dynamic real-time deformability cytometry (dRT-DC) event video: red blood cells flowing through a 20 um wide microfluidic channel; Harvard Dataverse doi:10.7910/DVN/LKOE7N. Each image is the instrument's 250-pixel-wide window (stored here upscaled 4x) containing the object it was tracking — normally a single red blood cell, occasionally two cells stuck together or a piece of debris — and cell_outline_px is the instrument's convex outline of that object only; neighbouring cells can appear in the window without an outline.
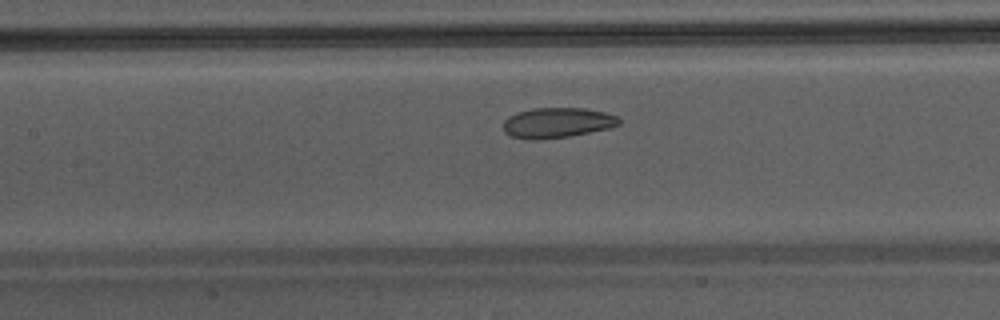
{"species": "Egyptian fruit bat (a non-hibernating species)", "species_latin": "Rousettus aegyptiacus", "temperature_condition": "warm", "stored_images_in_passage": 37, "camera_frame_rate_fps": 3000, "um_per_image_px": 0.085, "animal": {"sex": "male"}, "frame": {"image": 1, "passage_image": 13, "time_ms": 4.0, "image_size_px": [1000, 320], "cell_outline_px": [[620, 124], [612, 128], [568, 136], [540, 140], [532, 140], [512, 136], [504, 132], [504, 120], [508, 116], [516, 112], [532, 108], [584, 108], [604, 112], [620, 116]], "centroid_in_image_um": [47.38, 10.43], "position_along_channel_um": 160.0, "area_um2": 20.58}}
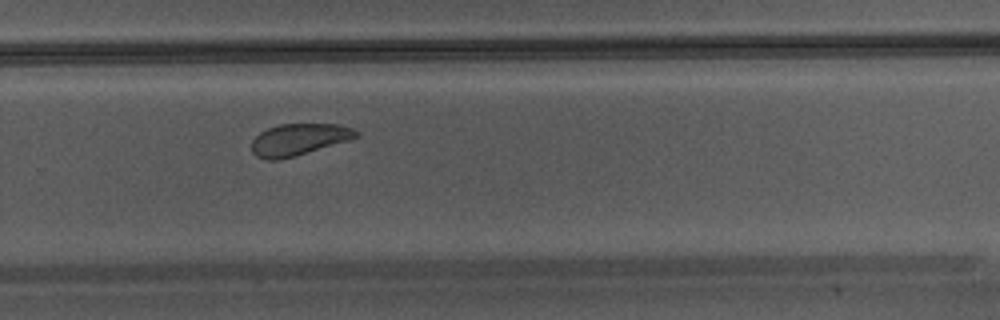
{"frame": {"image": 2, "passage_image": 23, "time_ms": 7.333, "image_size_px": [1000, 320], "cell_outline_px": [[360, 136], [352, 140], [292, 156], [276, 160], [268, 160], [256, 156], [252, 152], [252, 140], [260, 132], [268, 128], [280, 124], [340, 124], [352, 128], [360, 132]], "centroid_in_image_um": [25.44, 11.84], "position_along_channel_um": 304.4, "area_um2": 19.31}}
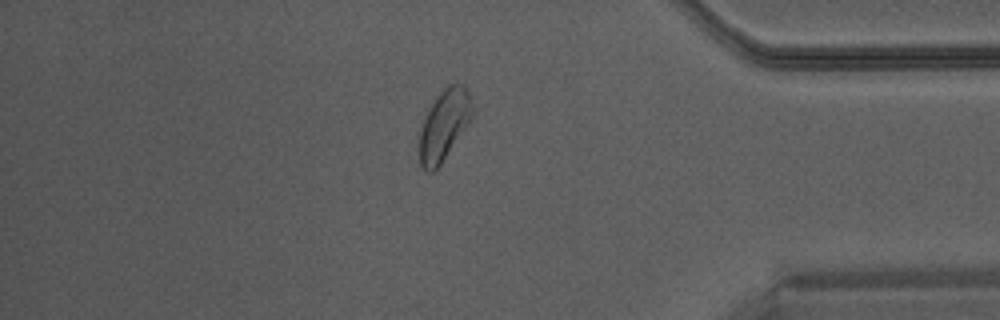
{"frame": {"image": 3, "passage_image": 31, "time_ms": 10.0, "image_size_px": [1000, 320], "cell_outline_px": [[472, 116], [468, 124], [440, 164], [432, 172], [428, 172], [420, 164], [416, 140], [428, 108], [436, 96], [448, 84], [456, 80], [464, 84], [472, 100]], "centroid_in_image_um": [37.71, 10.58], "position_along_channel_um": 397.5, "area_um2": 22.14}}